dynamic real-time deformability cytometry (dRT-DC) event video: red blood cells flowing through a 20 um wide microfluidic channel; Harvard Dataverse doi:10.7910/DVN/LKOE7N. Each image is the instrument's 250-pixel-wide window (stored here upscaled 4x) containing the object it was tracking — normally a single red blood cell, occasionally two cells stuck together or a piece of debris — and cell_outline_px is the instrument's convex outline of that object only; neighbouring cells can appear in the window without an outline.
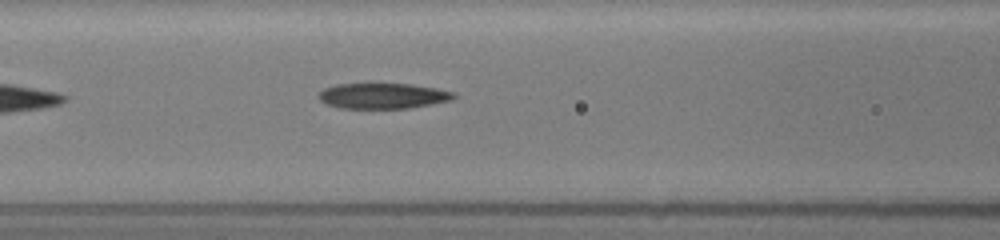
{"species": "common noctule bat (a hibernating species)", "species_latin": "Nyctalus noctula", "temperature_condition": "room temperature", "stored_images_in_passage": 8, "camera_frame_rate_fps": 3000, "um_per_image_px": 0.085, "animal": {"sex": "female", "body_mass_g": 19.5, "forearm_length_mm": 54.1}, "frame": {"image": 1, "passage_image": 8, "time_ms": 6.0, "image_size_px": [1000, 240], "cell_outline_px": [[456, 96], [452, 100], [432, 104], [408, 108], [340, 108], [328, 104], [320, 100], [320, 92], [324, 88], [336, 84], [368, 80], [412, 84], [436, 88], [456, 92]], "centroid_in_image_um": [32.54, 8.09], "position_along_channel_um": 134.1, "area_um2": 21.1}}